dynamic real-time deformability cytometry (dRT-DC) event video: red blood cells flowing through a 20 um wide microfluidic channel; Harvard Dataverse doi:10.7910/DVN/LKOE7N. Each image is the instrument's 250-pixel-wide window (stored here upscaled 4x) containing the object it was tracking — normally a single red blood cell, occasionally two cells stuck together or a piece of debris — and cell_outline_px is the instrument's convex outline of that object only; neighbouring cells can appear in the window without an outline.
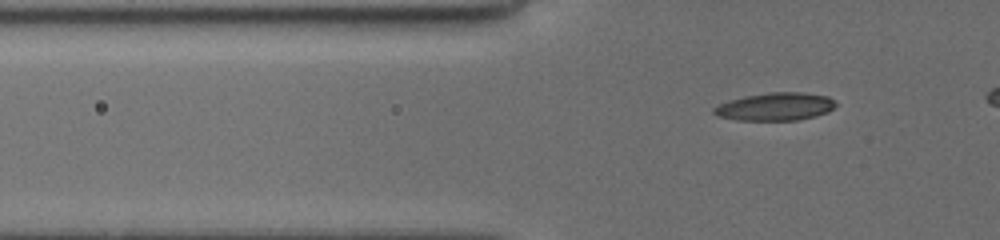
{"species": "common noctule bat (a hibernating species)", "species_latin": "Nyctalus noctula", "temperature_condition": "cold", "stored_images_in_passage": 46, "camera_frame_rate_fps": 3000, "um_per_image_px": 0.085, "animal": {"sex": "female", "body_mass_g": 19.5, "forearm_length_mm": 54.1}, "frame": {"image": 1, "passage_image": 14, "time_ms": 3.667, "image_size_px": [1000, 240], "cell_outline_px": [[836, 104], [828, 112], [816, 116], [796, 120], [736, 120], [716, 116], [712, 112], [712, 108], [720, 104], [744, 96], [768, 92], [804, 92], [828, 96]], "centroid_in_image_um": [65.88, 9.06], "position_along_channel_um": 59.9, "area_um2": 19.77}}
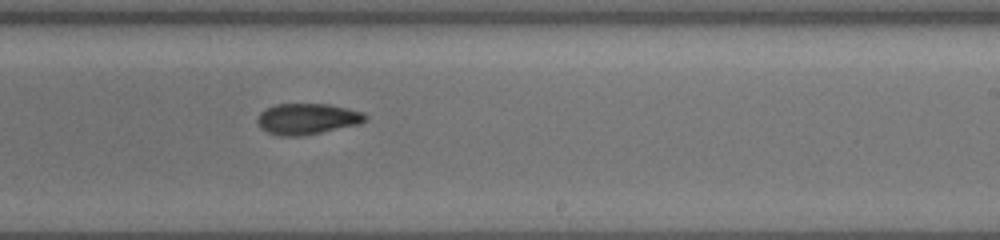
{"frame": {"image": 2, "passage_image": 31, "time_ms": 9.333, "image_size_px": [1000, 240], "cell_outline_px": [[368, 116], [360, 124], [300, 136], [280, 136], [268, 132], [260, 128], [256, 120], [260, 112], [276, 104], [328, 104], [348, 108], [364, 112]], "centroid_in_image_um": [26.11, 10.1], "position_along_channel_um": 262.9, "area_um2": 19.42}}
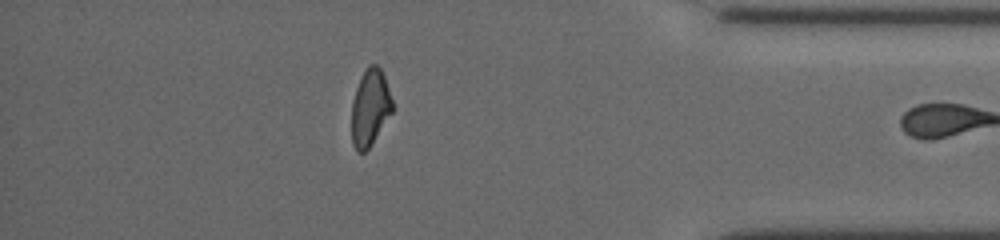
{"frame": {"image": 3, "passage_image": 44, "time_ms": 13.667, "image_size_px": [1000, 240], "cell_outline_px": [[392, 112], [372, 144], [364, 152], [356, 152], [352, 144], [352, 100], [356, 88], [368, 64], [376, 64], [380, 68], [384, 76], [392, 100]], "centroid_in_image_um": [31.44, 9.17], "position_along_channel_um": 403.8, "area_um2": 18.03}}